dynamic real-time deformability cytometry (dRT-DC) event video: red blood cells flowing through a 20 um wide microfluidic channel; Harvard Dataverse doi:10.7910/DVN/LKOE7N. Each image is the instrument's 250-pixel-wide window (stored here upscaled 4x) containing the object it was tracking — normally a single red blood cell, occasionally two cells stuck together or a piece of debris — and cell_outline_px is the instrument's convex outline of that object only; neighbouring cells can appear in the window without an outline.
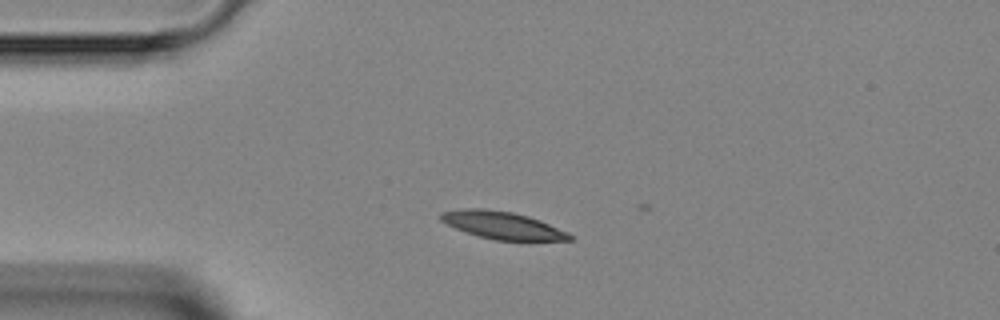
{"species": "Egyptian fruit bat (a non-hibernating species)", "species_latin": "Rousettus aegyptiacus", "temperature_condition": "room temperature", "stored_images_in_passage": 3, "camera_frame_rate_fps": 3000, "um_per_image_px": 0.085, "animal": {"sex": "female"}, "frame": {"image": 1, "passage_image": 2, "time_ms": 2.0, "image_size_px": [1000, 320], "cell_outline_px": [[572, 240], [496, 240], [480, 236], [456, 228], [440, 220], [440, 212], [464, 208], [484, 208], [512, 212], [528, 216], [540, 220], [568, 232], [572, 236]], "centroid_in_image_um": [42.7, 19.13], "position_along_channel_um": 42.3, "area_um2": 20.35}}